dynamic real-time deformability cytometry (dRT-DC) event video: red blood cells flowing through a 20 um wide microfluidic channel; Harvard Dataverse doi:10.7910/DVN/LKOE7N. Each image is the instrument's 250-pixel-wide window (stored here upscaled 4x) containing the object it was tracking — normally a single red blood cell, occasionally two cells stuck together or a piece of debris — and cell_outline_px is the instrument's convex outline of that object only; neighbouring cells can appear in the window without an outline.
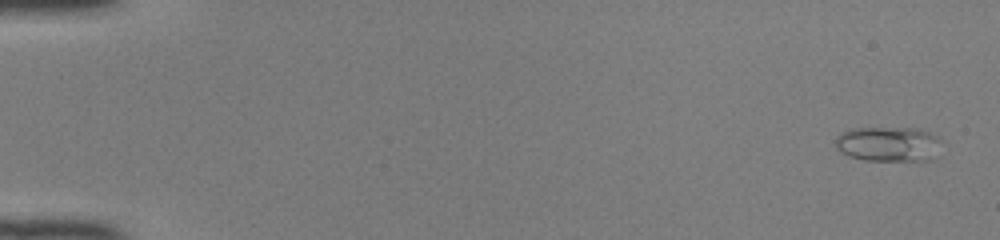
{"species": "common noctule bat (a hibernating species)", "species_latin": "Nyctalus noctula", "temperature_condition": "room temperature", "stored_images_in_passage": 50, "camera_frame_rate_fps": 3000, "um_per_image_px": 0.085, "animal": {"sex": "female", "body_mass_g": 22.0, "forearm_length_mm": 56.7}, "frame": {"image": 1, "passage_image": 2, "time_ms": 0.333, "image_size_px": [1000, 240], "cell_outline_px": [[944, 140], [936, 156], [932, 160], [864, 160], [848, 156], [840, 152], [836, 148], [836, 136], [840, 132], [848, 128], [920, 128], [940, 136]], "centroid_in_image_um": [75.56, 12.23], "position_along_channel_um": 9.4, "area_um2": 22.2}}
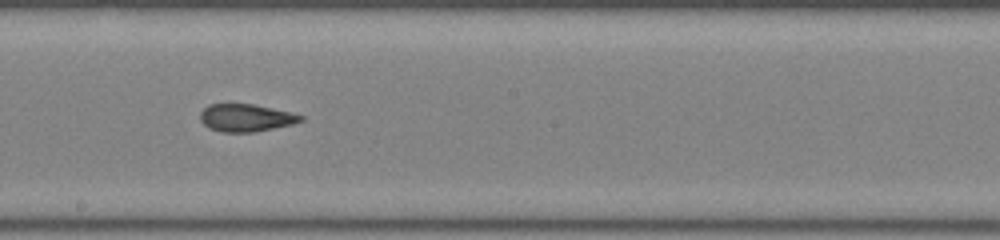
{"frame": {"image": 2, "passage_image": 29, "time_ms": 9.333, "image_size_px": [1000, 240], "cell_outline_px": [[304, 120], [292, 124], [252, 132], [224, 132], [208, 128], [200, 120], [200, 112], [208, 104], [252, 104], [292, 112], [304, 116]], "centroid_in_image_um": [20.89, 10.0], "position_along_channel_um": 227.3, "area_um2": 16.07}}
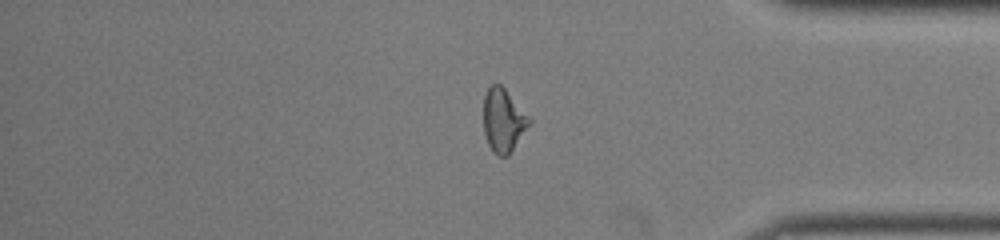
{"frame": {"image": 3, "passage_image": 42, "time_ms": 13.667, "image_size_px": [1000, 240], "cell_outline_px": [[532, 124], [508, 156], [496, 156], [492, 152], [488, 144], [484, 132], [484, 96], [488, 88], [492, 84], [500, 84], [504, 88], [532, 120]], "centroid_in_image_um": [42.8, 10.27], "position_along_channel_um": 392.4, "area_um2": 16.99}, "authors_computed_cell_mechanics": {"area_um2": 17.051, "velocity_mm_per_s": 4.1598, "shape_relaxation_time_tau1_ms": 8.8859, "shape_relaxation_time_tau2_ms": 1.5956, "deformation_change_tau1": 0.2204, "deformation_change_tau2": 0.0913}}